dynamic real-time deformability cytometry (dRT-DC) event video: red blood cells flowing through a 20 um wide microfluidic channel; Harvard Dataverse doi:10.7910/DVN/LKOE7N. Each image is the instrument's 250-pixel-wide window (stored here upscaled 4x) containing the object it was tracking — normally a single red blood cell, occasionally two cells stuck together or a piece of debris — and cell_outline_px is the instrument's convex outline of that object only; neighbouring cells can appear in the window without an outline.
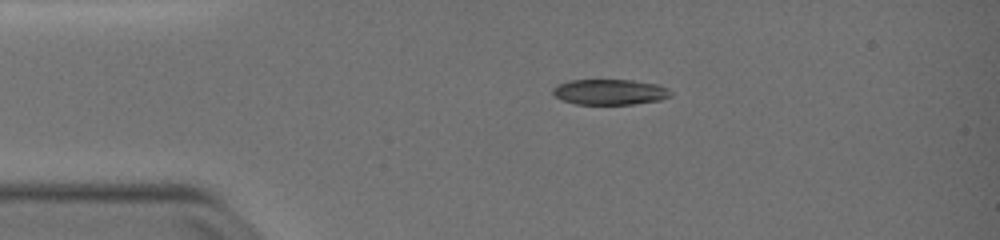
{"species": "common noctule bat (a hibernating species)", "species_latin": "Nyctalus noctula", "temperature_condition": "warm", "stored_images_in_passage": 41, "camera_frame_rate_fps": 3000, "um_per_image_px": 0.085, "animal": {"sex": "female", "body_mass_g": 19.0, "forearm_length_mm": 51.5}, "frame": {"image": 1, "passage_image": 1, "time_ms": 0.0, "image_size_px": [1000, 240], "cell_outline_px": [[672, 96], [660, 100], [632, 104], [576, 104], [560, 100], [552, 92], [552, 88], [556, 84], [568, 80], [632, 80], [656, 84], [668, 88], [672, 92]], "centroid_in_image_um": [51.81, 7.81], "position_along_channel_um": 33.2, "area_um2": 17.69}}
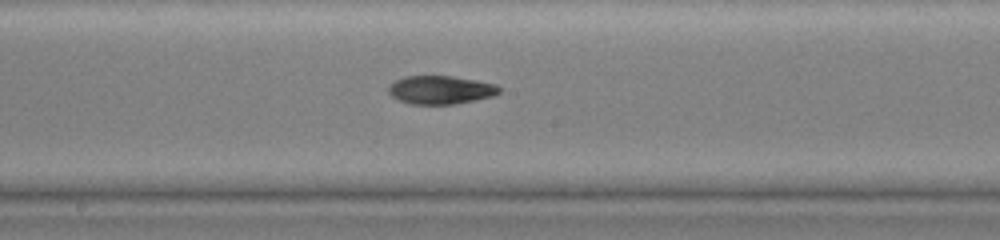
{"frame": {"image": 2, "passage_image": 18, "time_ms": 5.667, "image_size_px": [1000, 240], "cell_outline_px": [[500, 92], [492, 96], [456, 104], [408, 104], [392, 96], [388, 92], [388, 88], [396, 80], [404, 76], [452, 76], [476, 80], [496, 84], [500, 88]], "centroid_in_image_um": [37.45, 7.64], "position_along_channel_um": 210.8, "area_um2": 18.21}}
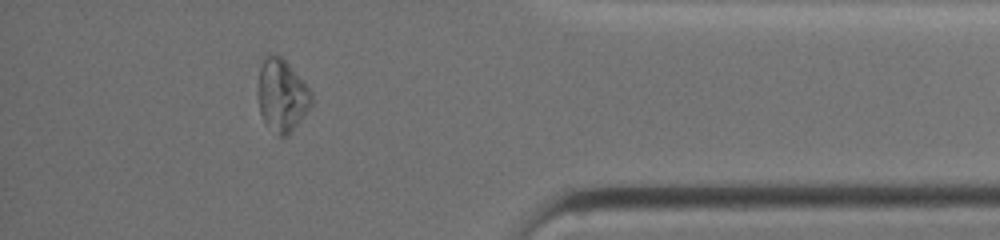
{"frame": {"image": 3, "passage_image": 35, "time_ms": 11.333, "image_size_px": [1000, 240], "cell_outline_px": [[312, 104], [288, 136], [276, 136], [264, 124], [260, 112], [256, 84], [260, 68], [264, 56], [268, 52], [272, 52], [280, 56], [288, 64], [312, 92]], "centroid_in_image_um": [23.91, 8.11], "position_along_channel_um": 411.3, "area_um2": 22.95}, "authors_computed_cell_mechanics": {"area_um2": 19.0162, "velocity_mm_per_s": 3.862, "shape_relaxation_time_tau1_ms": null, "shape_relaxation_time_tau2_ms": 1.9708, "deformation_change_tau1": null, "deformation_change_tau2": 0.0724}}